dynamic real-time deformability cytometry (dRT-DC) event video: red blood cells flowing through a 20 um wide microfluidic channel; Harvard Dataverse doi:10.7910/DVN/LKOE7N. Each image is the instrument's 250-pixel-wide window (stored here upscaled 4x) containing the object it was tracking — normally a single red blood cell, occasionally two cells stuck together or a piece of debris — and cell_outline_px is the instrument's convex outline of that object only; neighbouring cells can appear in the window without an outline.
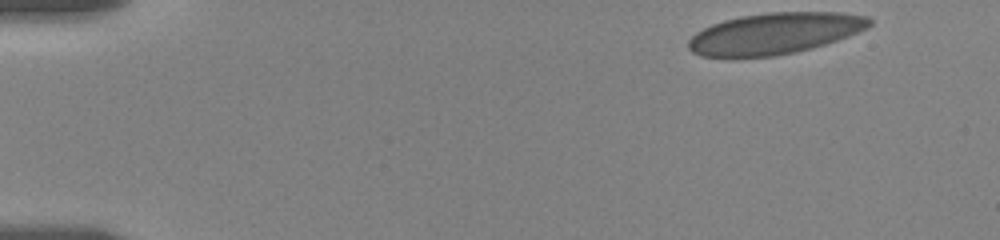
{"species": "human", "species_latin": "Homo sapiens", "temperature_condition": "room temperature", "stored_images_in_passage": 55, "camera_frame_rate_fps": 3000, "um_per_image_px": 0.085, "donor": {"sex": "female"}, "frame": {"image": 1, "passage_image": 1, "time_ms": 0.0, "image_size_px": [1000, 240], "cell_outline_px": [[872, 24], [868, 28], [848, 36], [824, 44], [792, 52], [772, 56], [704, 56], [692, 52], [688, 48], [688, 40], [696, 32], [712, 24], [744, 16], [772, 12], [840, 12], [868, 16], [872, 20]], "centroid_in_image_um": [65.89, 2.83], "position_along_channel_um": 19.1, "area_um2": 42.83}}
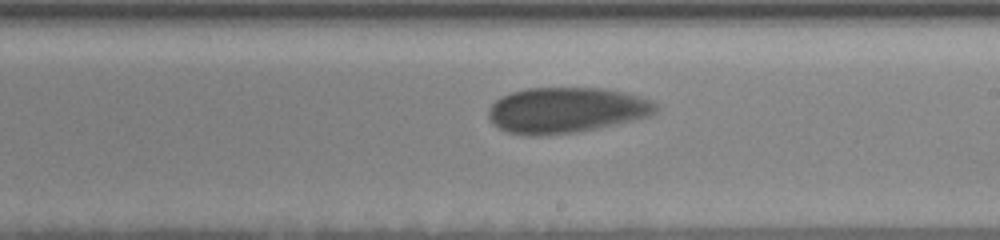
{"frame": {"image": 2, "passage_image": 31, "time_ms": 10.0, "image_size_px": [1000, 240], "cell_outline_px": [[656, 112], [648, 116], [632, 120], [596, 128], [576, 132], [544, 136], [524, 136], [508, 132], [492, 124], [488, 116], [488, 108], [496, 100], [512, 92], [528, 88], [604, 88], [640, 96], [652, 100], [656, 104]], "centroid_in_image_um": [48.09, 9.37], "position_along_channel_um": 240.9, "area_um2": 44.45}}
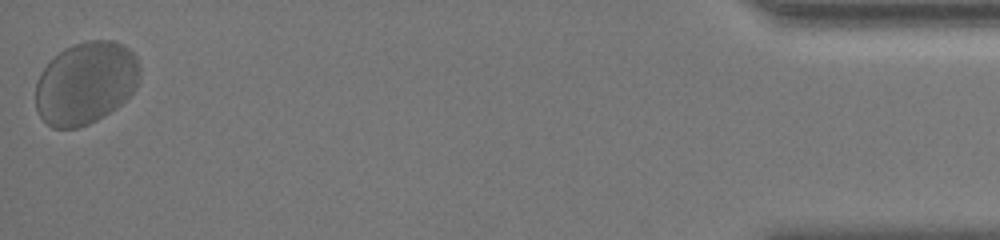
{"frame": {"image": 3, "passage_image": 55, "time_ms": 18.0, "image_size_px": [1000, 240], "cell_outline_px": [[140, 80], [136, 88], [116, 108], [104, 116], [88, 124], [76, 128], [52, 128], [40, 116], [36, 108], [36, 80], [40, 72], [64, 48], [72, 44], [84, 40], [112, 40], [128, 48], [136, 56], [140, 64]], "centroid_in_image_um": [7.3, 7.05], "position_along_channel_um": 427.9, "area_um2": 50.29}, "authors_computed_cell_mechanics": {"area_um2": 44.217, "velocity_mm_per_s": 3.3374, "shape_relaxation_time_tau1_ms": 2.6801, "shape_relaxation_time_tau2_ms": null, "deformation_change_tau1": 0.064, "deformation_change_tau2": null}}